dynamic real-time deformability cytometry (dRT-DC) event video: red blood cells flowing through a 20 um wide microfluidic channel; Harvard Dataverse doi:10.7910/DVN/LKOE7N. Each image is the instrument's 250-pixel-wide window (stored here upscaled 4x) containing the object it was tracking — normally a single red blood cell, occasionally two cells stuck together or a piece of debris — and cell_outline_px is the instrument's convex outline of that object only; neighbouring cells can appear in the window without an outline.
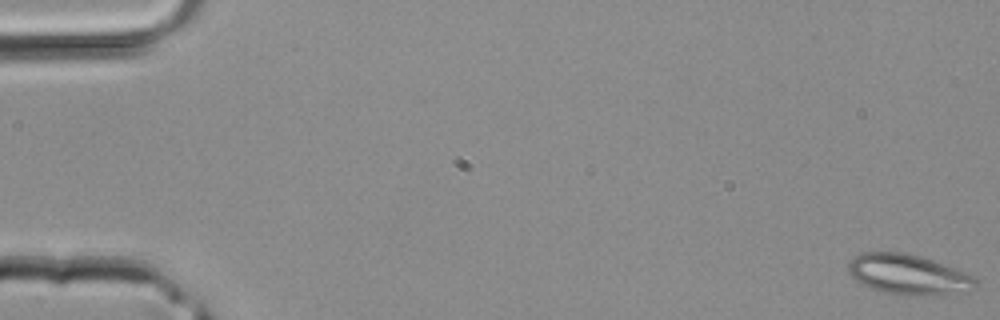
{"species": "common noctule bat (a hibernating species)", "species_latin": "Nyctalus noctula", "temperature_condition": "room temperature", "stored_images_in_passage": 41, "camera_frame_rate_fps": 3000, "um_per_image_px": 0.085, "animal": {"sex": "male", "body_mass_g": 20.4}, "frame": {"image": 1, "passage_image": 1, "time_ms": 0.0, "image_size_px": [1000, 320], "cell_outline_px": [[976, 288], [968, 292], [920, 296], [904, 296], [884, 292], [872, 288], [856, 280], [852, 276], [848, 268], [848, 264], [852, 256], [860, 252], [908, 252], [932, 260], [976, 276]], "centroid_in_image_um": [77.23, 23.33], "position_along_channel_um": 7.8, "area_um2": 30.11}}
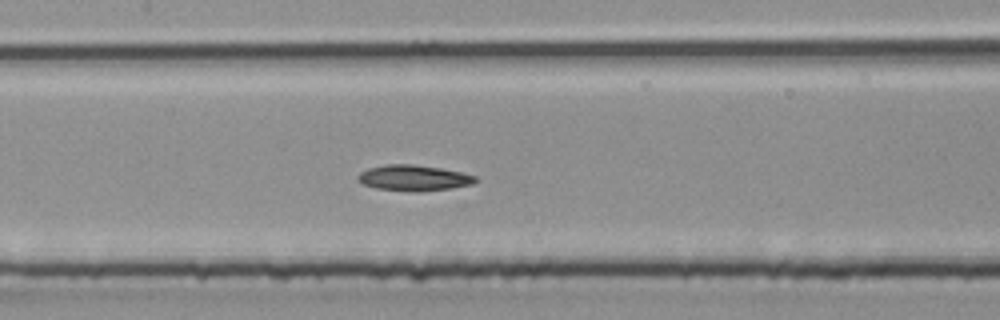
{"frame": {"image": 2, "passage_image": 20, "time_ms": 6.333, "image_size_px": [1000, 320], "cell_outline_px": [[480, 180], [472, 184], [452, 188], [420, 192], [412, 192], [376, 188], [364, 184], [356, 180], [356, 176], [360, 172], [368, 168], [384, 164], [412, 164], [440, 168], [460, 172], [476, 176]], "centroid_in_image_um": [35.15, 15.13], "position_along_channel_um": 172.2, "area_um2": 17.86}}
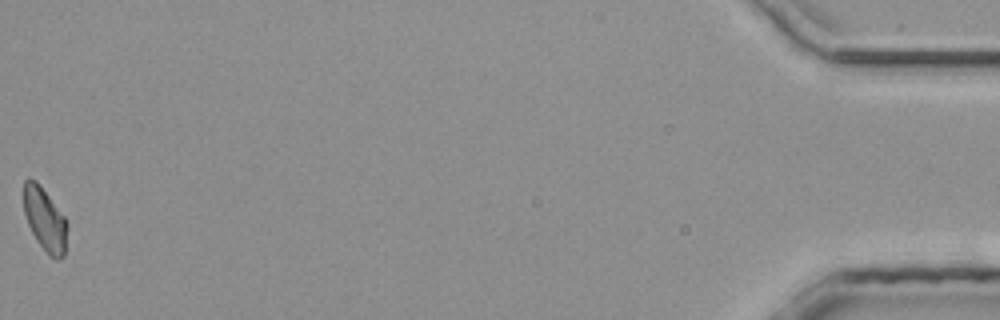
{"frame": {"image": 3, "passage_image": 41, "time_ms": 13.333, "image_size_px": [1000, 320], "cell_outline_px": [[68, 228], [64, 256], [60, 260], [52, 260], [48, 256], [36, 240], [28, 224], [24, 212], [24, 180], [36, 180], [64, 216], [68, 224]], "centroid_in_image_um": [3.84, 18.73], "position_along_channel_um": 431.4, "area_um2": 16.13}}